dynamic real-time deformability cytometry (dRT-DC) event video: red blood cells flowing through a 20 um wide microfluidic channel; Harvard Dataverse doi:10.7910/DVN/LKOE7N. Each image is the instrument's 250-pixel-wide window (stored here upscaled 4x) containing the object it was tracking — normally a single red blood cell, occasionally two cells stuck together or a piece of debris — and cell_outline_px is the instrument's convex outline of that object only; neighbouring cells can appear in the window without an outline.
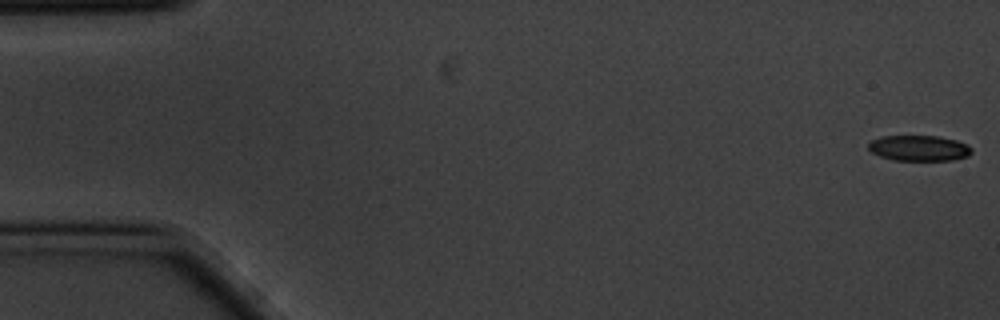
{"species": "common noctule bat (a hibernating species)", "species_latin": "Nyctalus noctula", "temperature_condition": "cold", "stored_images_in_passage": 10, "camera_frame_rate_fps": 3000, "um_per_image_px": 0.085, "animal": {"sex": "male", "body_mass_g": 20.1, "forearm_length_mm": 53.5}, "frame": {"image": 1, "passage_image": 1, "time_ms": 0.0, "image_size_px": [1000, 320], "cell_outline_px": [[972, 152], [968, 156], [952, 160], [896, 160], [880, 156], [872, 152], [868, 148], [868, 144], [872, 140], [884, 136], [940, 136], [956, 140], [968, 144], [972, 148]], "centroid_in_image_um": [78.16, 12.59], "position_along_channel_um": 6.8, "area_um2": 15.37}}
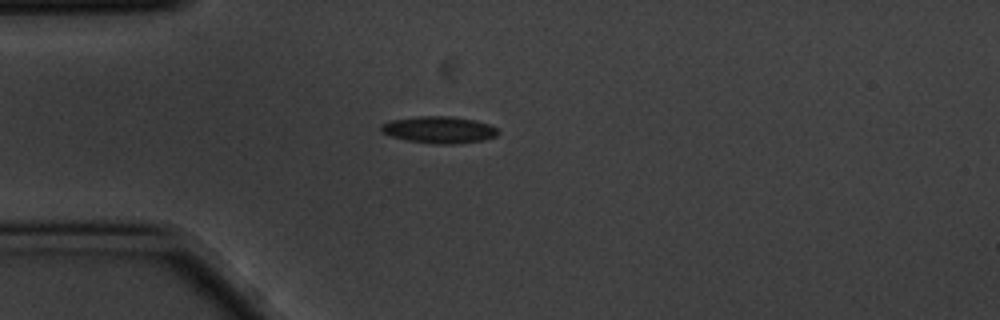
{"frame": {"image": 2, "passage_image": 5, "time_ms": 1.333, "image_size_px": [1000, 320], "cell_outline_px": [[500, 132], [496, 136], [484, 140], [452, 144], [432, 144], [408, 140], [392, 136], [380, 132], [380, 124], [392, 120], [420, 116], [452, 116], [476, 120], [488, 124], [496, 128]], "centroid_in_image_um": [37.32, 11.03], "position_along_channel_um": 47.7, "area_um2": 18.32}}